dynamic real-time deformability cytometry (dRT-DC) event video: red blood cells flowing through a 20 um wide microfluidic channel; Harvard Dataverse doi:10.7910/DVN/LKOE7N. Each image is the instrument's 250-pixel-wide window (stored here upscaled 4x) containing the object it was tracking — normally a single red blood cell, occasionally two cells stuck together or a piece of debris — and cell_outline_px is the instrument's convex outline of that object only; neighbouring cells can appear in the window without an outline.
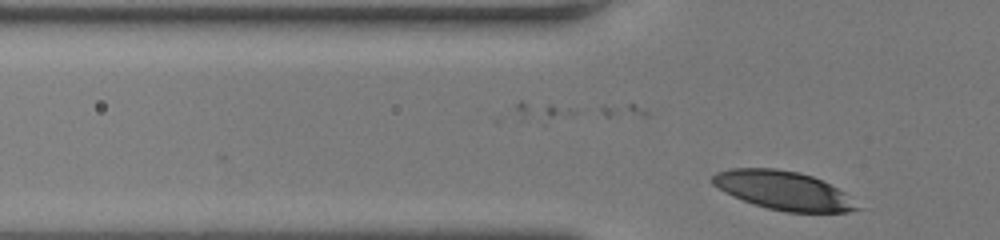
{"species": "human", "species_latin": "Homo sapiens", "temperature_condition": "room temperature", "stored_images_in_passage": 11, "camera_frame_rate_fps": 3000, "um_per_image_px": 0.085, "donor": {"sex": "female"}, "frame": {"image": 1, "passage_image": 11, "time_ms": 3.333, "image_size_px": [1000, 240], "cell_outline_px": [[864, 208], [848, 212], [784, 212], [768, 208], [732, 196], [724, 192], [712, 184], [712, 176], [716, 172], [732, 168], [776, 168], [800, 172], [812, 176], [844, 192]], "centroid_in_image_um": [66.6, 16.19], "position_along_channel_um": 59.2, "area_um2": 32.54}}